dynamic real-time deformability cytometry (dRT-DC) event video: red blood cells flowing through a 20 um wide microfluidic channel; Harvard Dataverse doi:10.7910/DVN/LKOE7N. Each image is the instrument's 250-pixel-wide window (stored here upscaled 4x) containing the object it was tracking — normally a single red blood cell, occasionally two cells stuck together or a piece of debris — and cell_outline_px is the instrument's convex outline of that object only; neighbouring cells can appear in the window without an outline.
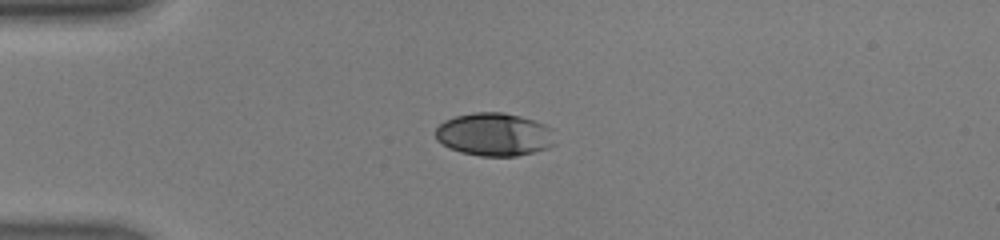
{"species": "human", "species_latin": "Homo sapiens", "temperature_condition": "warm", "stored_images_in_passage": 35, "camera_frame_rate_fps": 3000, "um_per_image_px": 0.085, "donor": {"sex": "male"}, "frame": {"image": 1, "passage_image": 1, "time_ms": 0.0, "image_size_px": [1000, 240], "cell_outline_px": [[556, 144], [548, 148], [516, 156], [480, 156], [460, 152], [448, 148], [436, 140], [436, 128], [444, 120], [456, 116], [472, 112], [500, 112], [520, 116], [544, 124], [552, 128]], "centroid_in_image_um": [42.01, 11.43], "position_along_channel_um": 43.0, "area_um2": 30.17}}
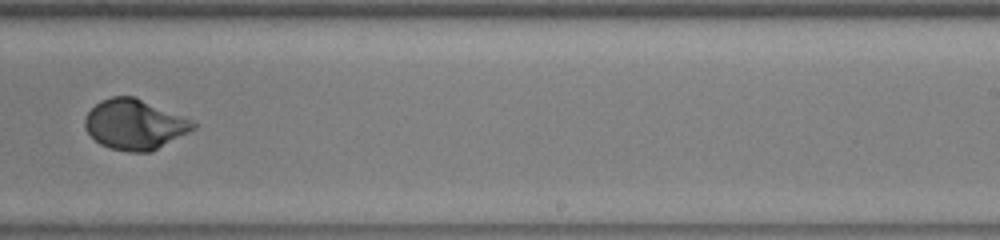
{"frame": {"image": 2, "passage_image": 19, "time_ms": 6.0, "image_size_px": [1000, 240], "cell_outline_px": [[196, 128], [152, 152], [128, 152], [108, 148], [100, 144], [84, 128], [84, 116], [100, 100], [112, 96], [136, 96], [192, 120], [196, 124]], "centroid_in_image_um": [11.44, 10.58], "position_along_channel_um": 277.6, "area_um2": 31.85}}
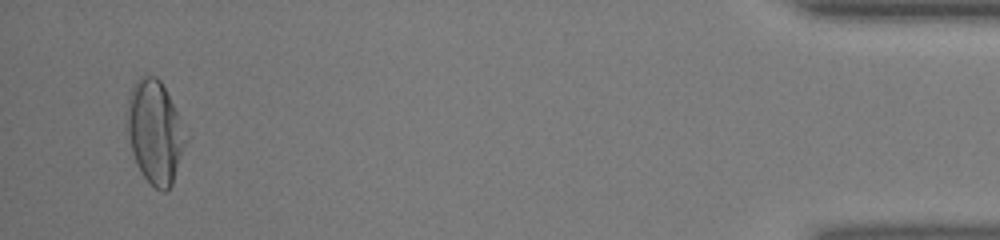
{"frame": {"image": 3, "passage_image": 34, "time_ms": 11.0, "image_size_px": [1000, 240], "cell_outline_px": [[188, 140], [172, 184], [164, 192], [156, 188], [144, 176], [132, 152], [124, 120], [128, 96], [136, 80], [140, 76], [156, 76], [160, 80], [180, 116], [188, 136]], "centroid_in_image_um": [13.17, 11.18], "position_along_channel_um": 422.0, "area_um2": 35.49}, "authors_computed_cell_mechanics": {"area_um2": 31.0386, "velocity_mm_per_s": 4.4168, "shape_relaxation_time_tau1_ms": 2.9471, "shape_relaxation_time_tau2_ms": null, "deformation_change_tau1": 0.172, "deformation_change_tau2": null}}